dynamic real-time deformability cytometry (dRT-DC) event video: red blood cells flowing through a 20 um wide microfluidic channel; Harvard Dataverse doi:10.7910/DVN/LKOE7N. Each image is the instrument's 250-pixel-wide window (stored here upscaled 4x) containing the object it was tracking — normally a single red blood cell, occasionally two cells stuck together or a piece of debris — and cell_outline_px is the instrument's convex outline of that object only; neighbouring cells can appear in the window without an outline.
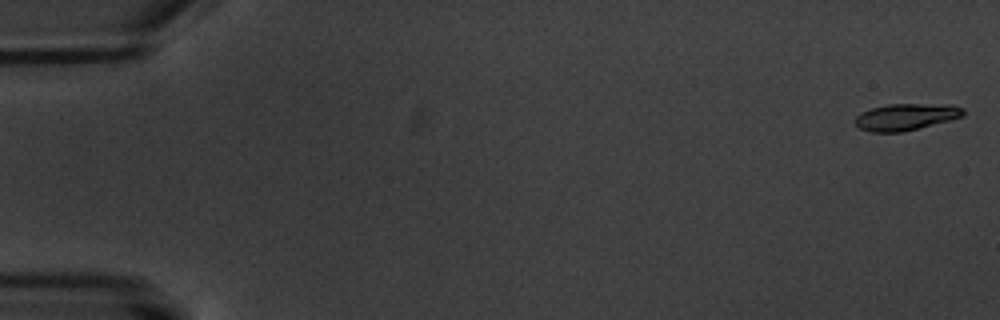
{"species": "common noctule bat (a hibernating species)", "species_latin": "Nyctalus noctula", "temperature_condition": "warm", "stored_images_in_passage": 5, "camera_frame_rate_fps": 3000, "um_per_image_px": 0.085, "animal": {"sex": "male", "body_mass_g": 20.1, "forearm_length_mm": 53.5}, "frame": {"image": 1, "passage_image": 1, "time_ms": 0.0, "image_size_px": [1000, 320], "cell_outline_px": [[964, 116], [900, 132], [872, 132], [860, 128], [852, 120], [860, 112], [872, 108], [888, 104], [952, 104], [964, 108]], "centroid_in_image_um": [76.98, 9.92], "position_along_channel_um": 8.0, "area_um2": 16.7}}